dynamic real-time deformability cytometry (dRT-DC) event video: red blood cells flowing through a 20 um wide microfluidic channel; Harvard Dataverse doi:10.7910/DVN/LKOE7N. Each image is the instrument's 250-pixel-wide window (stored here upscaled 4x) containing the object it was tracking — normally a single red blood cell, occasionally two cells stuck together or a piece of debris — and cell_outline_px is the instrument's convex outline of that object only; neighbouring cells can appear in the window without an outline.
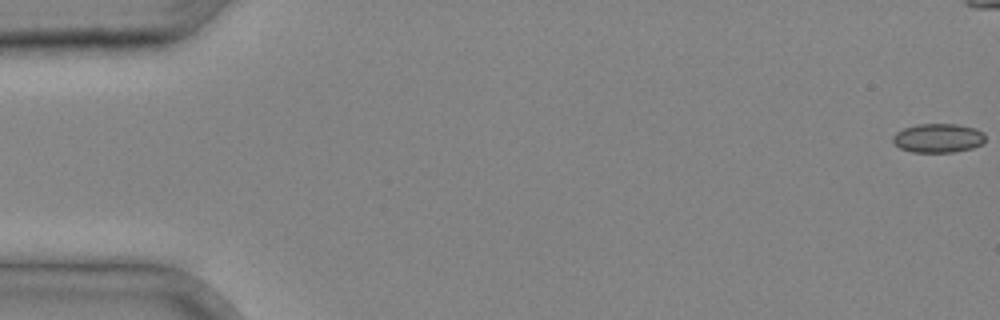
{"species": "common noctule bat (a hibernating species)", "species_latin": "Nyctalus noctula", "temperature_condition": "cold", "stored_images_in_passage": 13, "camera_frame_rate_fps": 3000, "um_per_image_px": 0.085, "animal": {"sex": "male", "body_mass_g": 20.4}, "frame": {"image": 1, "passage_image": 1, "time_ms": 0.0, "image_size_px": [1000, 320], "cell_outline_px": [[984, 144], [972, 148], [952, 152], [912, 152], [900, 148], [892, 140], [892, 136], [896, 132], [904, 128], [916, 124], [956, 124], [976, 128], [984, 132]], "centroid_in_image_um": [79.75, 11.73], "position_along_channel_um": 5.2, "area_um2": 15.72}}